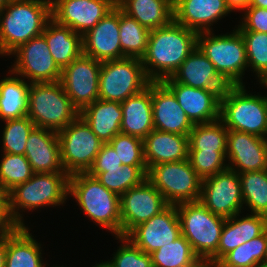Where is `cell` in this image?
Masks as SVG:
<instances>
[{
    "instance_id": "cell-8",
    "label": "cell",
    "mask_w": 267,
    "mask_h": 267,
    "mask_svg": "<svg viewBox=\"0 0 267 267\" xmlns=\"http://www.w3.org/2000/svg\"><path fill=\"white\" fill-rule=\"evenodd\" d=\"M79 114L60 81L30 83L27 116L36 127L58 133Z\"/></svg>"
},
{
    "instance_id": "cell-43",
    "label": "cell",
    "mask_w": 267,
    "mask_h": 267,
    "mask_svg": "<svg viewBox=\"0 0 267 267\" xmlns=\"http://www.w3.org/2000/svg\"><path fill=\"white\" fill-rule=\"evenodd\" d=\"M109 144L113 147L123 165L147 167L144 159L143 139L118 133Z\"/></svg>"
},
{
    "instance_id": "cell-31",
    "label": "cell",
    "mask_w": 267,
    "mask_h": 267,
    "mask_svg": "<svg viewBox=\"0 0 267 267\" xmlns=\"http://www.w3.org/2000/svg\"><path fill=\"white\" fill-rule=\"evenodd\" d=\"M0 80V120L19 119L27 116L30 83L8 70Z\"/></svg>"
},
{
    "instance_id": "cell-41",
    "label": "cell",
    "mask_w": 267,
    "mask_h": 267,
    "mask_svg": "<svg viewBox=\"0 0 267 267\" xmlns=\"http://www.w3.org/2000/svg\"><path fill=\"white\" fill-rule=\"evenodd\" d=\"M240 32L245 43L248 71L255 73L258 84L267 75V33Z\"/></svg>"
},
{
    "instance_id": "cell-35",
    "label": "cell",
    "mask_w": 267,
    "mask_h": 267,
    "mask_svg": "<svg viewBox=\"0 0 267 267\" xmlns=\"http://www.w3.org/2000/svg\"><path fill=\"white\" fill-rule=\"evenodd\" d=\"M150 30L119 8V39L126 57L141 59L147 50Z\"/></svg>"
},
{
    "instance_id": "cell-40",
    "label": "cell",
    "mask_w": 267,
    "mask_h": 267,
    "mask_svg": "<svg viewBox=\"0 0 267 267\" xmlns=\"http://www.w3.org/2000/svg\"><path fill=\"white\" fill-rule=\"evenodd\" d=\"M4 122L0 137L1 151L9 154L25 155V147L28 136L35 124L28 116L19 119H8ZM2 142V143H1Z\"/></svg>"
},
{
    "instance_id": "cell-2",
    "label": "cell",
    "mask_w": 267,
    "mask_h": 267,
    "mask_svg": "<svg viewBox=\"0 0 267 267\" xmlns=\"http://www.w3.org/2000/svg\"><path fill=\"white\" fill-rule=\"evenodd\" d=\"M69 177L66 172L34 173L28 181L17 185L7 194L11 221L16 226H28L24 220L25 212H36L39 208L41 212L45 207L66 205V200H69Z\"/></svg>"
},
{
    "instance_id": "cell-51",
    "label": "cell",
    "mask_w": 267,
    "mask_h": 267,
    "mask_svg": "<svg viewBox=\"0 0 267 267\" xmlns=\"http://www.w3.org/2000/svg\"><path fill=\"white\" fill-rule=\"evenodd\" d=\"M259 8H266L267 9V0H250V5Z\"/></svg>"
},
{
    "instance_id": "cell-20",
    "label": "cell",
    "mask_w": 267,
    "mask_h": 267,
    "mask_svg": "<svg viewBox=\"0 0 267 267\" xmlns=\"http://www.w3.org/2000/svg\"><path fill=\"white\" fill-rule=\"evenodd\" d=\"M83 54L99 62L122 59L119 39V7L116 6L92 29L82 35Z\"/></svg>"
},
{
    "instance_id": "cell-45",
    "label": "cell",
    "mask_w": 267,
    "mask_h": 267,
    "mask_svg": "<svg viewBox=\"0 0 267 267\" xmlns=\"http://www.w3.org/2000/svg\"><path fill=\"white\" fill-rule=\"evenodd\" d=\"M239 24L235 27L239 31H256L267 33V9L249 6L241 15Z\"/></svg>"
},
{
    "instance_id": "cell-26",
    "label": "cell",
    "mask_w": 267,
    "mask_h": 267,
    "mask_svg": "<svg viewBox=\"0 0 267 267\" xmlns=\"http://www.w3.org/2000/svg\"><path fill=\"white\" fill-rule=\"evenodd\" d=\"M144 159L151 166L188 159L189 137L153 129L144 139Z\"/></svg>"
},
{
    "instance_id": "cell-33",
    "label": "cell",
    "mask_w": 267,
    "mask_h": 267,
    "mask_svg": "<svg viewBox=\"0 0 267 267\" xmlns=\"http://www.w3.org/2000/svg\"><path fill=\"white\" fill-rule=\"evenodd\" d=\"M214 267H267L265 232L227 253Z\"/></svg>"
},
{
    "instance_id": "cell-55",
    "label": "cell",
    "mask_w": 267,
    "mask_h": 267,
    "mask_svg": "<svg viewBox=\"0 0 267 267\" xmlns=\"http://www.w3.org/2000/svg\"><path fill=\"white\" fill-rule=\"evenodd\" d=\"M173 8L179 4L182 0H166Z\"/></svg>"
},
{
    "instance_id": "cell-1",
    "label": "cell",
    "mask_w": 267,
    "mask_h": 267,
    "mask_svg": "<svg viewBox=\"0 0 267 267\" xmlns=\"http://www.w3.org/2000/svg\"><path fill=\"white\" fill-rule=\"evenodd\" d=\"M197 46V33L174 19L166 26L150 30L147 50L141 58L151 82L170 78Z\"/></svg>"
},
{
    "instance_id": "cell-46",
    "label": "cell",
    "mask_w": 267,
    "mask_h": 267,
    "mask_svg": "<svg viewBox=\"0 0 267 267\" xmlns=\"http://www.w3.org/2000/svg\"><path fill=\"white\" fill-rule=\"evenodd\" d=\"M122 167L123 164L113 147L109 143H103L88 173H101L113 169H122Z\"/></svg>"
},
{
    "instance_id": "cell-3",
    "label": "cell",
    "mask_w": 267,
    "mask_h": 267,
    "mask_svg": "<svg viewBox=\"0 0 267 267\" xmlns=\"http://www.w3.org/2000/svg\"><path fill=\"white\" fill-rule=\"evenodd\" d=\"M68 197L96 226L121 236L120 196L109 191L94 176L77 173L69 177Z\"/></svg>"
},
{
    "instance_id": "cell-56",
    "label": "cell",
    "mask_w": 267,
    "mask_h": 267,
    "mask_svg": "<svg viewBox=\"0 0 267 267\" xmlns=\"http://www.w3.org/2000/svg\"><path fill=\"white\" fill-rule=\"evenodd\" d=\"M9 1L10 0H0V10H2Z\"/></svg>"
},
{
    "instance_id": "cell-15",
    "label": "cell",
    "mask_w": 267,
    "mask_h": 267,
    "mask_svg": "<svg viewBox=\"0 0 267 267\" xmlns=\"http://www.w3.org/2000/svg\"><path fill=\"white\" fill-rule=\"evenodd\" d=\"M167 206L161 192L148 179L130 188L120 196L121 236H127Z\"/></svg>"
},
{
    "instance_id": "cell-24",
    "label": "cell",
    "mask_w": 267,
    "mask_h": 267,
    "mask_svg": "<svg viewBox=\"0 0 267 267\" xmlns=\"http://www.w3.org/2000/svg\"><path fill=\"white\" fill-rule=\"evenodd\" d=\"M25 156L34 173L65 172L57 132L35 126L28 136Z\"/></svg>"
},
{
    "instance_id": "cell-13",
    "label": "cell",
    "mask_w": 267,
    "mask_h": 267,
    "mask_svg": "<svg viewBox=\"0 0 267 267\" xmlns=\"http://www.w3.org/2000/svg\"><path fill=\"white\" fill-rule=\"evenodd\" d=\"M199 201L213 214L225 219L244 213L239 173L227 168L204 178Z\"/></svg>"
},
{
    "instance_id": "cell-17",
    "label": "cell",
    "mask_w": 267,
    "mask_h": 267,
    "mask_svg": "<svg viewBox=\"0 0 267 267\" xmlns=\"http://www.w3.org/2000/svg\"><path fill=\"white\" fill-rule=\"evenodd\" d=\"M181 235L176 205H168L158 215L135 227L126 237L142 251L151 254Z\"/></svg>"
},
{
    "instance_id": "cell-4",
    "label": "cell",
    "mask_w": 267,
    "mask_h": 267,
    "mask_svg": "<svg viewBox=\"0 0 267 267\" xmlns=\"http://www.w3.org/2000/svg\"><path fill=\"white\" fill-rule=\"evenodd\" d=\"M51 6L41 2L10 0L0 10V58H7L31 38L42 35L52 19Z\"/></svg>"
},
{
    "instance_id": "cell-53",
    "label": "cell",
    "mask_w": 267,
    "mask_h": 267,
    "mask_svg": "<svg viewBox=\"0 0 267 267\" xmlns=\"http://www.w3.org/2000/svg\"><path fill=\"white\" fill-rule=\"evenodd\" d=\"M17 1H34V2H41V3H46L48 5H52L54 0H17Z\"/></svg>"
},
{
    "instance_id": "cell-30",
    "label": "cell",
    "mask_w": 267,
    "mask_h": 267,
    "mask_svg": "<svg viewBox=\"0 0 267 267\" xmlns=\"http://www.w3.org/2000/svg\"><path fill=\"white\" fill-rule=\"evenodd\" d=\"M42 35L61 70L83 54L82 35L57 24L53 19L46 24Z\"/></svg>"
},
{
    "instance_id": "cell-34",
    "label": "cell",
    "mask_w": 267,
    "mask_h": 267,
    "mask_svg": "<svg viewBox=\"0 0 267 267\" xmlns=\"http://www.w3.org/2000/svg\"><path fill=\"white\" fill-rule=\"evenodd\" d=\"M244 210L267 217V169L239 173Z\"/></svg>"
},
{
    "instance_id": "cell-10",
    "label": "cell",
    "mask_w": 267,
    "mask_h": 267,
    "mask_svg": "<svg viewBox=\"0 0 267 267\" xmlns=\"http://www.w3.org/2000/svg\"><path fill=\"white\" fill-rule=\"evenodd\" d=\"M150 82L139 58L105 61L99 74V99L123 102L143 91Z\"/></svg>"
},
{
    "instance_id": "cell-39",
    "label": "cell",
    "mask_w": 267,
    "mask_h": 267,
    "mask_svg": "<svg viewBox=\"0 0 267 267\" xmlns=\"http://www.w3.org/2000/svg\"><path fill=\"white\" fill-rule=\"evenodd\" d=\"M151 257L153 267H185L198 258L182 234L175 241L151 253Z\"/></svg>"
},
{
    "instance_id": "cell-42",
    "label": "cell",
    "mask_w": 267,
    "mask_h": 267,
    "mask_svg": "<svg viewBox=\"0 0 267 267\" xmlns=\"http://www.w3.org/2000/svg\"><path fill=\"white\" fill-rule=\"evenodd\" d=\"M120 243L117 250L108 259L113 267H153L151 254L138 248L126 236H115Z\"/></svg>"
},
{
    "instance_id": "cell-21",
    "label": "cell",
    "mask_w": 267,
    "mask_h": 267,
    "mask_svg": "<svg viewBox=\"0 0 267 267\" xmlns=\"http://www.w3.org/2000/svg\"><path fill=\"white\" fill-rule=\"evenodd\" d=\"M153 126L173 134L189 136L194 124L163 82H151Z\"/></svg>"
},
{
    "instance_id": "cell-14",
    "label": "cell",
    "mask_w": 267,
    "mask_h": 267,
    "mask_svg": "<svg viewBox=\"0 0 267 267\" xmlns=\"http://www.w3.org/2000/svg\"><path fill=\"white\" fill-rule=\"evenodd\" d=\"M102 62L82 54L61 70L60 82L79 112L99 99Z\"/></svg>"
},
{
    "instance_id": "cell-47",
    "label": "cell",
    "mask_w": 267,
    "mask_h": 267,
    "mask_svg": "<svg viewBox=\"0 0 267 267\" xmlns=\"http://www.w3.org/2000/svg\"><path fill=\"white\" fill-rule=\"evenodd\" d=\"M15 227L8 214L7 199H0V238L9 234Z\"/></svg>"
},
{
    "instance_id": "cell-6",
    "label": "cell",
    "mask_w": 267,
    "mask_h": 267,
    "mask_svg": "<svg viewBox=\"0 0 267 267\" xmlns=\"http://www.w3.org/2000/svg\"><path fill=\"white\" fill-rule=\"evenodd\" d=\"M217 34L214 31L197 34V47L214 64L216 71L229 85H245L248 72L245 43L236 28Z\"/></svg>"
},
{
    "instance_id": "cell-50",
    "label": "cell",
    "mask_w": 267,
    "mask_h": 267,
    "mask_svg": "<svg viewBox=\"0 0 267 267\" xmlns=\"http://www.w3.org/2000/svg\"><path fill=\"white\" fill-rule=\"evenodd\" d=\"M185 267H211L209 261L197 258L192 264Z\"/></svg>"
},
{
    "instance_id": "cell-19",
    "label": "cell",
    "mask_w": 267,
    "mask_h": 267,
    "mask_svg": "<svg viewBox=\"0 0 267 267\" xmlns=\"http://www.w3.org/2000/svg\"><path fill=\"white\" fill-rule=\"evenodd\" d=\"M162 82L173 92L178 104L194 125L220 119L221 96L217 92L176 83L171 77Z\"/></svg>"
},
{
    "instance_id": "cell-37",
    "label": "cell",
    "mask_w": 267,
    "mask_h": 267,
    "mask_svg": "<svg viewBox=\"0 0 267 267\" xmlns=\"http://www.w3.org/2000/svg\"><path fill=\"white\" fill-rule=\"evenodd\" d=\"M147 167L123 165L122 169H113L101 173H89L109 191L121 196L130 188L141 184L147 179Z\"/></svg>"
},
{
    "instance_id": "cell-58",
    "label": "cell",
    "mask_w": 267,
    "mask_h": 267,
    "mask_svg": "<svg viewBox=\"0 0 267 267\" xmlns=\"http://www.w3.org/2000/svg\"><path fill=\"white\" fill-rule=\"evenodd\" d=\"M57 265H58V264H56V265L54 264L53 266H50V264H49L47 267H67V265H66V266H64V265H62V266H61V265H60V266H57Z\"/></svg>"
},
{
    "instance_id": "cell-49",
    "label": "cell",
    "mask_w": 267,
    "mask_h": 267,
    "mask_svg": "<svg viewBox=\"0 0 267 267\" xmlns=\"http://www.w3.org/2000/svg\"><path fill=\"white\" fill-rule=\"evenodd\" d=\"M6 262V235L0 238V267H5Z\"/></svg>"
},
{
    "instance_id": "cell-27",
    "label": "cell",
    "mask_w": 267,
    "mask_h": 267,
    "mask_svg": "<svg viewBox=\"0 0 267 267\" xmlns=\"http://www.w3.org/2000/svg\"><path fill=\"white\" fill-rule=\"evenodd\" d=\"M237 213L225 220L217 249V263L233 249L263 234L267 217L259 214Z\"/></svg>"
},
{
    "instance_id": "cell-25",
    "label": "cell",
    "mask_w": 267,
    "mask_h": 267,
    "mask_svg": "<svg viewBox=\"0 0 267 267\" xmlns=\"http://www.w3.org/2000/svg\"><path fill=\"white\" fill-rule=\"evenodd\" d=\"M30 227L16 226L6 235L5 267H47L42 256L45 247L35 239Z\"/></svg>"
},
{
    "instance_id": "cell-16",
    "label": "cell",
    "mask_w": 267,
    "mask_h": 267,
    "mask_svg": "<svg viewBox=\"0 0 267 267\" xmlns=\"http://www.w3.org/2000/svg\"><path fill=\"white\" fill-rule=\"evenodd\" d=\"M117 6V0H54L52 19L84 35Z\"/></svg>"
},
{
    "instance_id": "cell-36",
    "label": "cell",
    "mask_w": 267,
    "mask_h": 267,
    "mask_svg": "<svg viewBox=\"0 0 267 267\" xmlns=\"http://www.w3.org/2000/svg\"><path fill=\"white\" fill-rule=\"evenodd\" d=\"M228 129L219 119L206 124H195L189 134V151H226Z\"/></svg>"
},
{
    "instance_id": "cell-11",
    "label": "cell",
    "mask_w": 267,
    "mask_h": 267,
    "mask_svg": "<svg viewBox=\"0 0 267 267\" xmlns=\"http://www.w3.org/2000/svg\"><path fill=\"white\" fill-rule=\"evenodd\" d=\"M61 161L69 175L87 173L103 143L79 115L58 132Z\"/></svg>"
},
{
    "instance_id": "cell-22",
    "label": "cell",
    "mask_w": 267,
    "mask_h": 267,
    "mask_svg": "<svg viewBox=\"0 0 267 267\" xmlns=\"http://www.w3.org/2000/svg\"><path fill=\"white\" fill-rule=\"evenodd\" d=\"M171 78L197 89L217 92L220 96L230 86L216 71L214 64L196 46Z\"/></svg>"
},
{
    "instance_id": "cell-44",
    "label": "cell",
    "mask_w": 267,
    "mask_h": 267,
    "mask_svg": "<svg viewBox=\"0 0 267 267\" xmlns=\"http://www.w3.org/2000/svg\"><path fill=\"white\" fill-rule=\"evenodd\" d=\"M188 159L193 169L202 179L213 176L228 168L226 151H189Z\"/></svg>"
},
{
    "instance_id": "cell-32",
    "label": "cell",
    "mask_w": 267,
    "mask_h": 267,
    "mask_svg": "<svg viewBox=\"0 0 267 267\" xmlns=\"http://www.w3.org/2000/svg\"><path fill=\"white\" fill-rule=\"evenodd\" d=\"M117 6L149 30L168 25L174 19L166 0H117Z\"/></svg>"
},
{
    "instance_id": "cell-59",
    "label": "cell",
    "mask_w": 267,
    "mask_h": 267,
    "mask_svg": "<svg viewBox=\"0 0 267 267\" xmlns=\"http://www.w3.org/2000/svg\"><path fill=\"white\" fill-rule=\"evenodd\" d=\"M265 235H266V240H267V224H266V227H265Z\"/></svg>"
},
{
    "instance_id": "cell-57",
    "label": "cell",
    "mask_w": 267,
    "mask_h": 267,
    "mask_svg": "<svg viewBox=\"0 0 267 267\" xmlns=\"http://www.w3.org/2000/svg\"><path fill=\"white\" fill-rule=\"evenodd\" d=\"M0 199H7V195L2 194V193L0 192Z\"/></svg>"
},
{
    "instance_id": "cell-23",
    "label": "cell",
    "mask_w": 267,
    "mask_h": 267,
    "mask_svg": "<svg viewBox=\"0 0 267 267\" xmlns=\"http://www.w3.org/2000/svg\"><path fill=\"white\" fill-rule=\"evenodd\" d=\"M173 12L177 23L197 34L214 31L212 26L231 15L225 0H182Z\"/></svg>"
},
{
    "instance_id": "cell-7",
    "label": "cell",
    "mask_w": 267,
    "mask_h": 267,
    "mask_svg": "<svg viewBox=\"0 0 267 267\" xmlns=\"http://www.w3.org/2000/svg\"><path fill=\"white\" fill-rule=\"evenodd\" d=\"M181 234L189 241L198 258L217 264V249L225 218L209 211L200 201L176 205Z\"/></svg>"
},
{
    "instance_id": "cell-52",
    "label": "cell",
    "mask_w": 267,
    "mask_h": 267,
    "mask_svg": "<svg viewBox=\"0 0 267 267\" xmlns=\"http://www.w3.org/2000/svg\"><path fill=\"white\" fill-rule=\"evenodd\" d=\"M96 264L95 265H91V267H113L111 265V263L107 260L103 261V260H100V262H95Z\"/></svg>"
},
{
    "instance_id": "cell-12",
    "label": "cell",
    "mask_w": 267,
    "mask_h": 267,
    "mask_svg": "<svg viewBox=\"0 0 267 267\" xmlns=\"http://www.w3.org/2000/svg\"><path fill=\"white\" fill-rule=\"evenodd\" d=\"M12 57L14 63L11 62L9 69L29 83L57 82L61 79V69L54 62L43 35L19 46L8 56Z\"/></svg>"
},
{
    "instance_id": "cell-48",
    "label": "cell",
    "mask_w": 267,
    "mask_h": 267,
    "mask_svg": "<svg viewBox=\"0 0 267 267\" xmlns=\"http://www.w3.org/2000/svg\"><path fill=\"white\" fill-rule=\"evenodd\" d=\"M228 9L233 12L242 14L250 5V0H225Z\"/></svg>"
},
{
    "instance_id": "cell-9",
    "label": "cell",
    "mask_w": 267,
    "mask_h": 267,
    "mask_svg": "<svg viewBox=\"0 0 267 267\" xmlns=\"http://www.w3.org/2000/svg\"><path fill=\"white\" fill-rule=\"evenodd\" d=\"M147 179L161 192L168 205L200 200L203 179L193 169L189 159L151 166Z\"/></svg>"
},
{
    "instance_id": "cell-28",
    "label": "cell",
    "mask_w": 267,
    "mask_h": 267,
    "mask_svg": "<svg viewBox=\"0 0 267 267\" xmlns=\"http://www.w3.org/2000/svg\"><path fill=\"white\" fill-rule=\"evenodd\" d=\"M121 133L144 139L153 129L151 82L138 94L121 102Z\"/></svg>"
},
{
    "instance_id": "cell-18",
    "label": "cell",
    "mask_w": 267,
    "mask_h": 267,
    "mask_svg": "<svg viewBox=\"0 0 267 267\" xmlns=\"http://www.w3.org/2000/svg\"><path fill=\"white\" fill-rule=\"evenodd\" d=\"M226 161L237 173L267 169V138L228 130Z\"/></svg>"
},
{
    "instance_id": "cell-54",
    "label": "cell",
    "mask_w": 267,
    "mask_h": 267,
    "mask_svg": "<svg viewBox=\"0 0 267 267\" xmlns=\"http://www.w3.org/2000/svg\"><path fill=\"white\" fill-rule=\"evenodd\" d=\"M259 85L262 87V88H266L267 89V75L257 84V83H254V85Z\"/></svg>"
},
{
    "instance_id": "cell-38",
    "label": "cell",
    "mask_w": 267,
    "mask_h": 267,
    "mask_svg": "<svg viewBox=\"0 0 267 267\" xmlns=\"http://www.w3.org/2000/svg\"><path fill=\"white\" fill-rule=\"evenodd\" d=\"M0 154V192L7 195L17 185L28 181L34 174L25 155Z\"/></svg>"
},
{
    "instance_id": "cell-29",
    "label": "cell",
    "mask_w": 267,
    "mask_h": 267,
    "mask_svg": "<svg viewBox=\"0 0 267 267\" xmlns=\"http://www.w3.org/2000/svg\"><path fill=\"white\" fill-rule=\"evenodd\" d=\"M79 115L102 143H109L121 133L123 117L121 102L97 99L84 107Z\"/></svg>"
},
{
    "instance_id": "cell-5",
    "label": "cell",
    "mask_w": 267,
    "mask_h": 267,
    "mask_svg": "<svg viewBox=\"0 0 267 267\" xmlns=\"http://www.w3.org/2000/svg\"><path fill=\"white\" fill-rule=\"evenodd\" d=\"M254 93L245 85H230L221 96L220 120L228 130L267 138V94Z\"/></svg>"
}]
</instances>
